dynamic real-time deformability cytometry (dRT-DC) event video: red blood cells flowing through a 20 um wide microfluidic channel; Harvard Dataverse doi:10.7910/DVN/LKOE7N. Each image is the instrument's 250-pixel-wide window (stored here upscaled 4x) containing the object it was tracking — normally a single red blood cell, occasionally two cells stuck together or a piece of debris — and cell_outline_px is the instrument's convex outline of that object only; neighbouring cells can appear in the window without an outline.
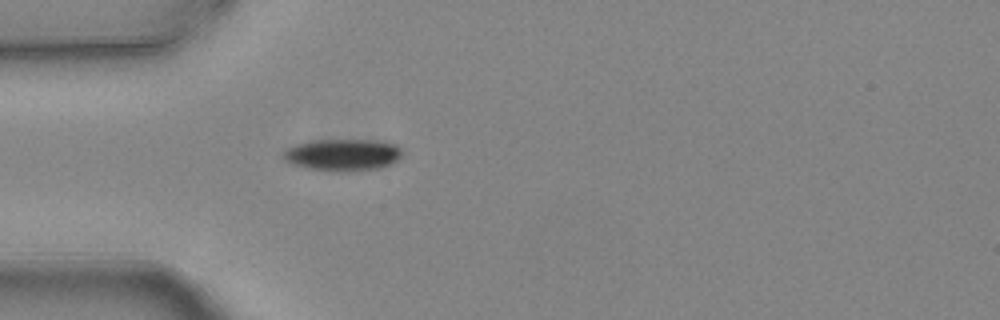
{"species": "common noctule bat (a hibernating species)", "species_latin": "Nyctalus noctula", "temperature_condition": "warm", "stored_images_in_passage": 1, "camera_frame_rate_fps": 3000, "um_per_image_px": 0.085, "animal": {"sex": "female", "body_mass_g": 24.6, "forearm_length_mm": 56.2}, "frame": {"image": 1, "passage_image": 1, "time_ms": 0.0, "image_size_px": [1000, 320], "cell_outline_px": [[404, 156], [400, 160], [392, 164], [376, 168], [308, 168], [292, 164], [284, 160], [284, 152], [288, 148], [296, 144], [316, 140], [372, 140], [396, 144], [404, 152]], "centroid_in_image_um": [29.2, 13.1], "position_along_channel_um": 55.8, "area_um2": 21.1}}